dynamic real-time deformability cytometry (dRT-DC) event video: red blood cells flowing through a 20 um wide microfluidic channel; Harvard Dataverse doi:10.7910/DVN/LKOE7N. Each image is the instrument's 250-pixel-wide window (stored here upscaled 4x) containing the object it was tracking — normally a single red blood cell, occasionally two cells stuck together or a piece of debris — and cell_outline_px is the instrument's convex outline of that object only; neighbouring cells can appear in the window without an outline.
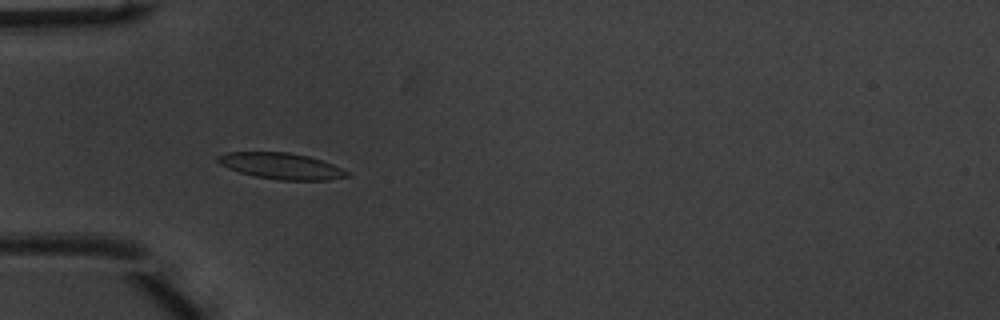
{"species": "common noctule bat (a hibernating species)", "species_latin": "Nyctalus noctula", "temperature_condition": "warm", "stored_images_in_passage": 52, "camera_frame_rate_fps": 3000, "um_per_image_px": 0.085, "animal": {"sex": "male", "body_mass_g": 20.1, "forearm_length_mm": 53.5}, "frame": {"image": 1, "passage_image": 17, "time_ms": 5.333, "image_size_px": [1000, 320], "cell_outline_px": [[348, 176], [328, 180], [280, 180], [256, 176], [240, 172], [228, 168], [220, 164], [216, 160], [216, 156], [228, 152], [288, 152], [308, 156], [324, 160], [348, 172]], "centroid_in_image_um": [23.89, 14.1], "position_along_channel_um": 61.1, "area_um2": 19.59}}
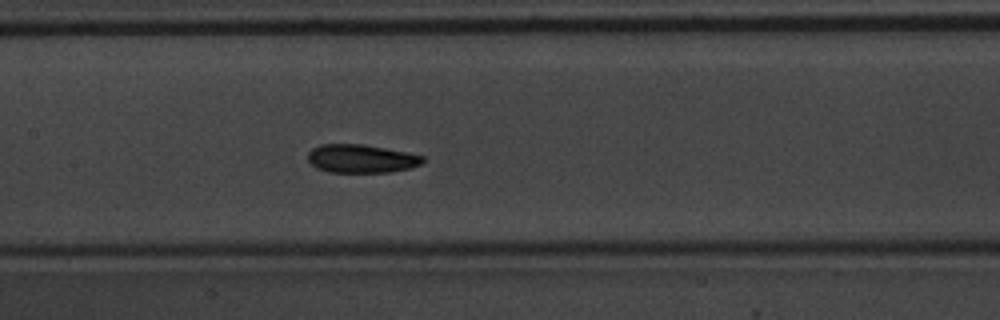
{"frame": {"image": 2, "passage_image": 26, "time_ms": 8.333, "image_size_px": [1000, 320], "cell_outline_px": [[424, 160], [420, 164], [408, 168], [388, 172], [328, 172], [316, 168], [308, 160], [308, 152], [312, 148], [320, 144], [364, 144], [424, 156]], "centroid_in_image_um": [30.65, 13.48], "position_along_channel_um": 176.7, "area_um2": 18.84}}
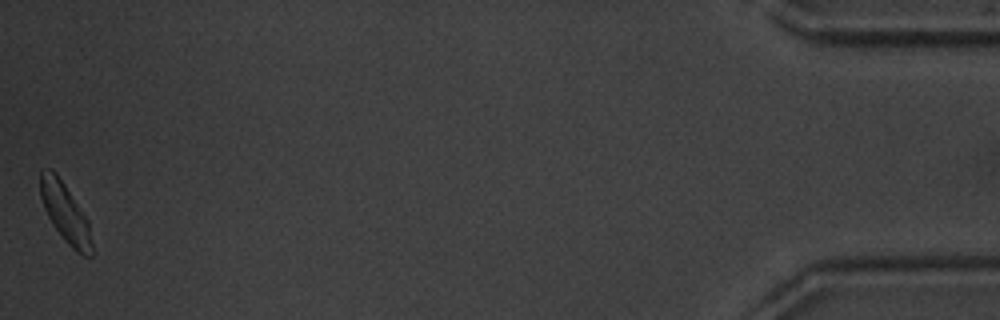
{"frame": {"image": 3, "passage_image": 52, "time_ms": 17.0, "image_size_px": [1000, 320], "cell_outline_px": [[92, 256], [84, 256], [76, 252], [64, 240], [52, 224], [44, 208], [40, 196], [40, 172], [44, 168], [52, 168], [56, 172], [88, 220], [92, 244]], "centroid_in_image_um": [5.53, 18.08], "position_along_channel_um": 429.7, "area_um2": 17.69}, "authors_computed_cell_mechanics": {"area_um2": 18.9584, "velocity_mm_per_s": 3.9532, "shape_relaxation_time_tau1_ms": 2.0362, "shape_relaxation_time_tau2_ms": 5.0031, "deformation_change_tau1": 0.1011, "deformation_change_tau2": 0.1006}}